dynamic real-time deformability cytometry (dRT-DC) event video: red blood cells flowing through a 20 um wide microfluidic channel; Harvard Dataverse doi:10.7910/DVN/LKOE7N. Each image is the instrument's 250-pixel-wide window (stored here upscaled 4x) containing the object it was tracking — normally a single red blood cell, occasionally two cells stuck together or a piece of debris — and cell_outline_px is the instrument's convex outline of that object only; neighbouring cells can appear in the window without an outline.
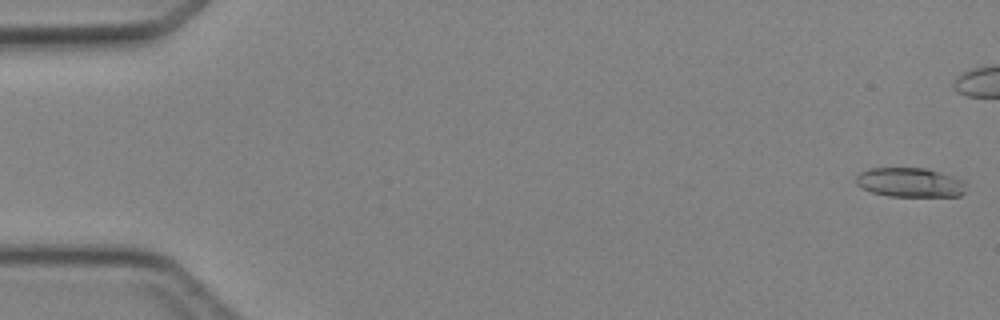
{"species": "Egyptian fruit bat (a non-hibernating species)", "species_latin": "Rousettus aegyptiacus", "temperature_condition": "cold", "stored_images_in_passage": 4, "camera_frame_rate_fps": 3000, "um_per_image_px": 0.085, "animal": {"sex": "female"}, "frame": {"image": 1, "passage_image": 1, "time_ms": 0.0, "image_size_px": [1000, 320], "cell_outline_px": [[964, 192], [960, 196], [888, 196], [872, 192], [856, 184], [856, 176], [860, 172], [868, 168], [928, 168], [952, 176], [960, 180], [964, 184]], "centroid_in_image_um": [77.31, 15.5], "position_along_channel_um": 7.7, "area_um2": 18.67}}